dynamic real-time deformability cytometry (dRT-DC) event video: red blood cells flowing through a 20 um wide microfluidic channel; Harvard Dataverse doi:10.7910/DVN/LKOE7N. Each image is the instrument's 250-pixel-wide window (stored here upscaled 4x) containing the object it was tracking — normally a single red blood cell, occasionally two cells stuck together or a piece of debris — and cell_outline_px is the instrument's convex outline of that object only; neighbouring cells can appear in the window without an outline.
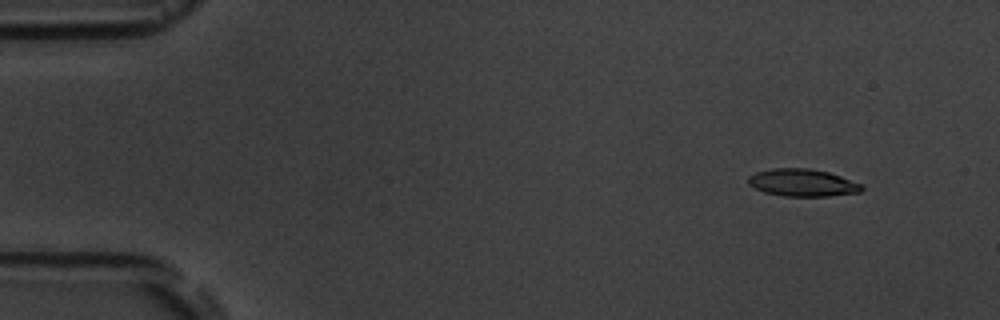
{"species": "common noctule bat (a hibernating species)", "species_latin": "Nyctalus noctula", "temperature_condition": "room temperature", "stored_images_in_passage": 4, "camera_frame_rate_fps": 3000, "um_per_image_px": 0.085, "animal": {"sex": "male", "body_mass_g": 19.5, "forearm_length_mm": 54.6}, "frame": {"image": 1, "passage_image": 1, "time_ms": 0.0, "image_size_px": [1000, 320], "cell_outline_px": [[864, 188], [860, 192], [828, 196], [784, 196], [764, 192], [748, 184], [748, 176], [756, 172], [772, 168], [808, 168], [828, 172], [864, 184]], "centroid_in_image_um": [68.23, 15.53], "position_along_channel_um": 16.8, "area_um2": 18.15}}